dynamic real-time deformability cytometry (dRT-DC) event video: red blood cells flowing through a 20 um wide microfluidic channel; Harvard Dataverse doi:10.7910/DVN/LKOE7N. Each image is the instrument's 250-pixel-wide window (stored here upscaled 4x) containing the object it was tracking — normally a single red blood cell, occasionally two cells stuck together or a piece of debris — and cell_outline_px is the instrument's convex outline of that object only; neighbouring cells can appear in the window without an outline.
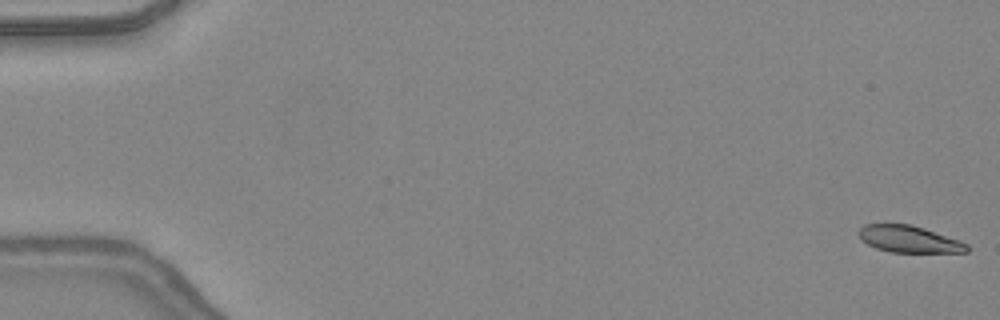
{"species": "common noctule bat (a hibernating species)", "species_latin": "Nyctalus noctula", "temperature_condition": "warm", "stored_images_in_passage": 48, "camera_frame_rate_fps": 3000, "um_per_image_px": 0.085, "animal": {"sex": "female", "body_mass_g": 24.6, "forearm_length_mm": 56.2}, "frame": {"image": 1, "passage_image": 1, "time_ms": 0.0, "image_size_px": [1000, 320], "cell_outline_px": [[968, 252], [888, 252], [876, 248], [860, 240], [856, 232], [864, 224], [912, 224], [960, 240], [968, 244]], "centroid_in_image_um": [77.23, 20.32], "position_along_channel_um": 7.8, "area_um2": 17.05}}
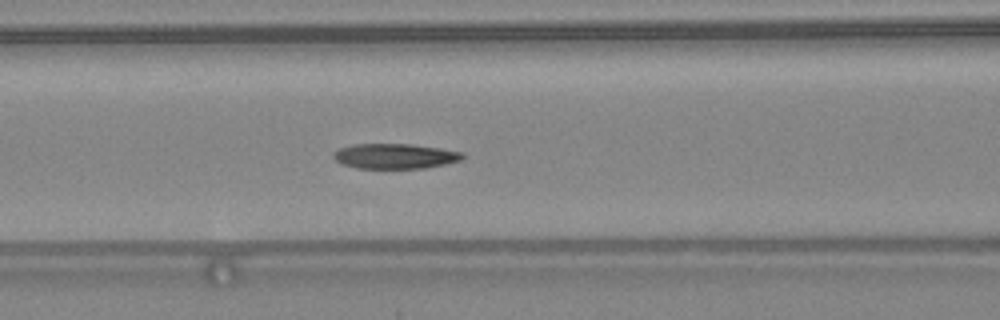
{"frame": {"image": 2, "passage_image": 21, "time_ms": 6.667, "image_size_px": [1000, 320], "cell_outline_px": [[464, 156], [460, 160], [444, 164], [424, 168], [356, 168], [340, 164], [332, 156], [332, 152], [340, 148], [352, 144], [412, 144], [440, 148], [464, 152]], "centroid_in_image_um": [33.53, 13.27], "position_along_channel_um": 133.1, "area_um2": 18.96}}
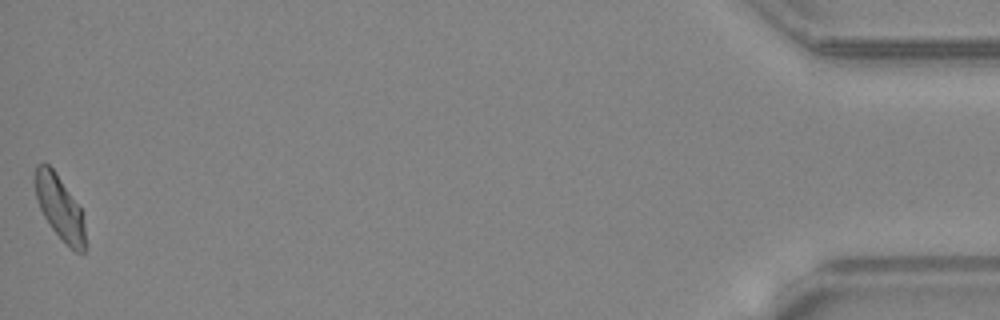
{"frame": {"image": 3, "passage_image": 48, "time_ms": 15.667, "image_size_px": [1000, 320], "cell_outline_px": [[84, 252], [76, 252], [52, 228], [44, 216], [36, 200], [32, 180], [36, 164], [44, 160], [56, 172], [80, 208], [84, 224]], "centroid_in_image_um": [4.99, 17.52], "position_along_channel_um": 430.2, "area_um2": 18.61}, "authors_computed_cell_mechanics": {"area_um2": 19.1607, "velocity_mm_per_s": 4.3643, "shape_relaxation_time_tau1_ms": 7.0535, "shape_relaxation_time_tau2_ms": 2.9846, "deformation_change_tau1": 0.1905, "deformation_change_tau2": 0.0923}}